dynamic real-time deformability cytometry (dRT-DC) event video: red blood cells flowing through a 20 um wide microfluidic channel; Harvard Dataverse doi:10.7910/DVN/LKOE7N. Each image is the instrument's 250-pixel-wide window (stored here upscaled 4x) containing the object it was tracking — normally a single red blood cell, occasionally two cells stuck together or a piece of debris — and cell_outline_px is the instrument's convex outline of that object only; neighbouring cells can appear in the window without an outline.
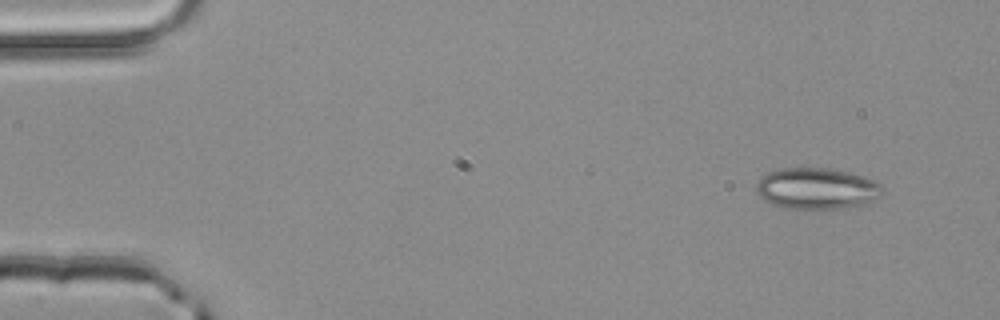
{"species": "common noctule bat (a hibernating species)", "species_latin": "Nyctalus noctula", "temperature_condition": "room temperature", "stored_images_in_passage": 36, "camera_frame_rate_fps": 3000, "um_per_image_px": 0.085, "animal": {"sex": "male", "body_mass_g": 20.4}, "frame": {"image": 1, "passage_image": 1, "time_ms": 0.0, "image_size_px": [1000, 320], "cell_outline_px": [[884, 188], [880, 196], [868, 204], [848, 208], [784, 208], [772, 204], [764, 200], [756, 192], [756, 184], [768, 172], [780, 168], [828, 168], [848, 172], [864, 176], [876, 180]], "centroid_in_image_um": [69.47, 16.03], "position_along_channel_um": 15.5, "area_um2": 30.52}}
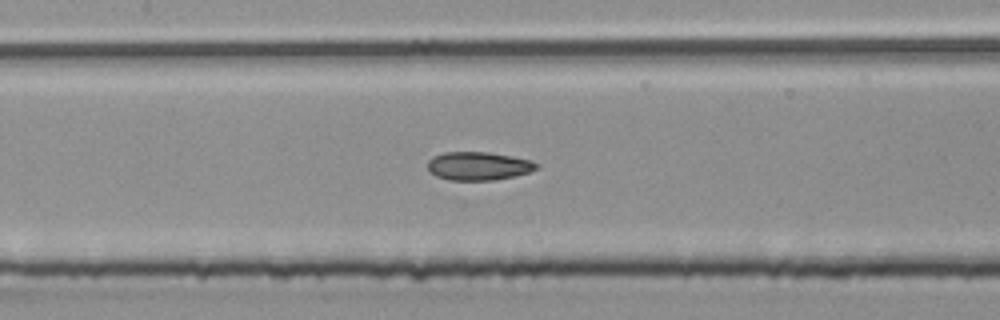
{"frame": {"image": 2, "passage_image": 21, "time_ms": 6.667, "image_size_px": [1000, 320], "cell_outline_px": [[540, 168], [532, 172], [516, 176], [492, 180], [448, 180], [436, 176], [428, 168], [428, 160], [432, 156], [444, 152], [488, 152], [512, 156], [532, 160], [540, 164]], "centroid_in_image_um": [40.73, 14.11], "position_along_channel_um": 166.7, "area_um2": 18.26}}
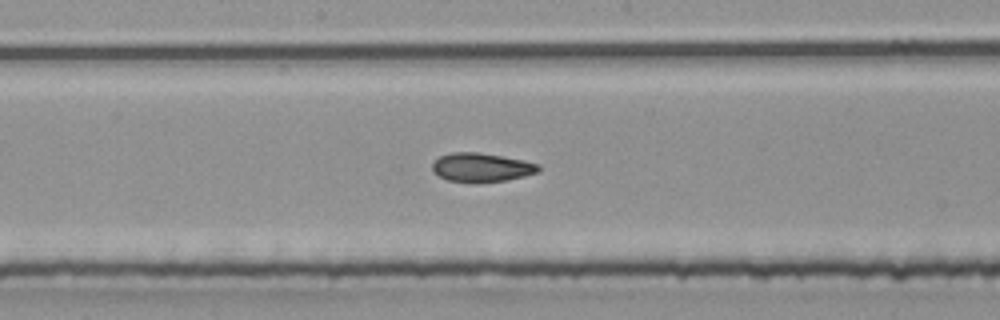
{"frame": {"image": 3, "passage_image": 24, "time_ms": 7.667, "image_size_px": [1000, 320], "cell_outline_px": [[540, 172], [508, 180], [448, 180], [432, 172], [432, 164], [440, 156], [452, 152], [476, 152], [524, 160], [540, 164]], "centroid_in_image_um": [40.96, 14.19], "position_along_channel_um": 207.2, "area_um2": 17.28}}